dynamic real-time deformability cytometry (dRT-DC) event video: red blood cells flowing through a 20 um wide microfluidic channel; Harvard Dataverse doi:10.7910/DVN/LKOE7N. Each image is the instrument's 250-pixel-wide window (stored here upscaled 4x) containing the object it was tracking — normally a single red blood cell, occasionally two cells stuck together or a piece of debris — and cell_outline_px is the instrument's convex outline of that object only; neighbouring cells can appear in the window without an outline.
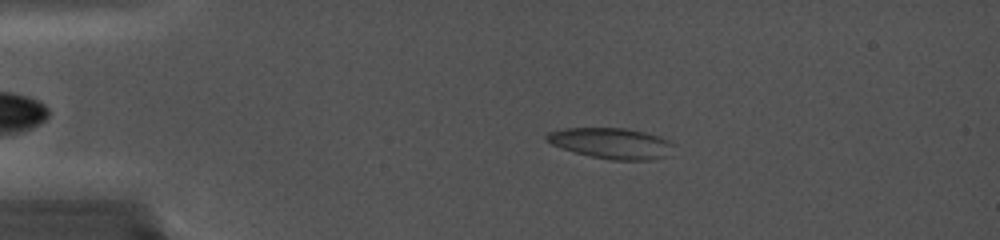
{"species": "common noctule bat (a hibernating species)", "species_latin": "Nyctalus noctula", "temperature_condition": "cold", "stored_images_in_passage": 91, "camera_frame_rate_fps": 5000, "um_per_image_px": 0.085, "animal": {"sex": "female", "body_mass_g": 19.0, "forearm_length_mm": 56.7}, "frame": {"image": 1, "passage_image": 20, "time_ms": 3.8, "image_size_px": [1000, 240], "cell_outline_px": [[676, 144], [664, 156], [652, 160], [608, 160], [576, 152], [552, 144], [544, 136], [548, 132], [564, 128], [624, 128], [644, 132], [660, 136]], "centroid_in_image_um": [51.98, 12.17], "position_along_channel_um": 33.0, "area_um2": 22.54}}
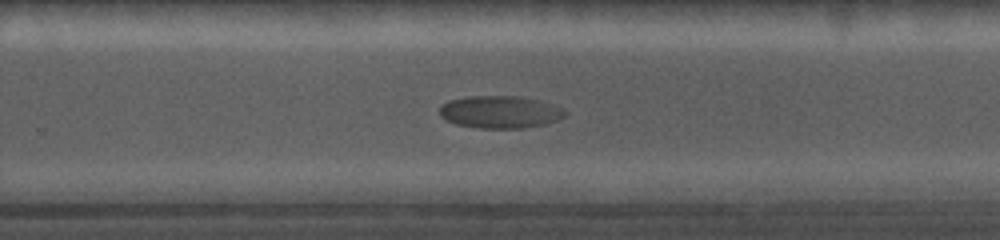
{"frame": {"image": 2, "passage_image": 64, "time_ms": 12.6, "image_size_px": [1000, 240], "cell_outline_px": [[568, 112], [564, 116], [556, 120], [544, 124], [524, 128], [480, 128], [456, 124], [440, 116], [440, 108], [448, 100], [468, 96], [516, 96], [540, 100], [564, 108]], "centroid_in_image_um": [42.53, 9.51], "position_along_channel_um": 287.3, "area_um2": 23.64}}
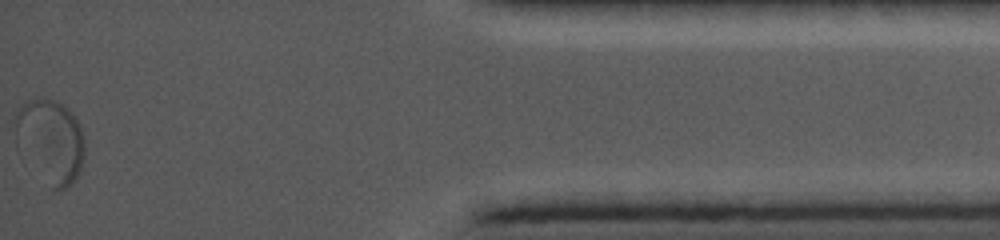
{"frame": {"image": 3, "passage_image": 91, "time_ms": 18.0, "image_size_px": [1000, 240], "cell_outline_px": [[84, 156], [80, 168], [72, 184], [64, 188], [52, 188], [16, 144], [12, 116], [16, 108], [24, 100], [56, 100], [64, 104], [72, 112], [80, 124], [84, 140]], "centroid_in_image_um": [4.26, 11.89], "position_along_channel_um": 430.9, "area_um2": 33.7}}